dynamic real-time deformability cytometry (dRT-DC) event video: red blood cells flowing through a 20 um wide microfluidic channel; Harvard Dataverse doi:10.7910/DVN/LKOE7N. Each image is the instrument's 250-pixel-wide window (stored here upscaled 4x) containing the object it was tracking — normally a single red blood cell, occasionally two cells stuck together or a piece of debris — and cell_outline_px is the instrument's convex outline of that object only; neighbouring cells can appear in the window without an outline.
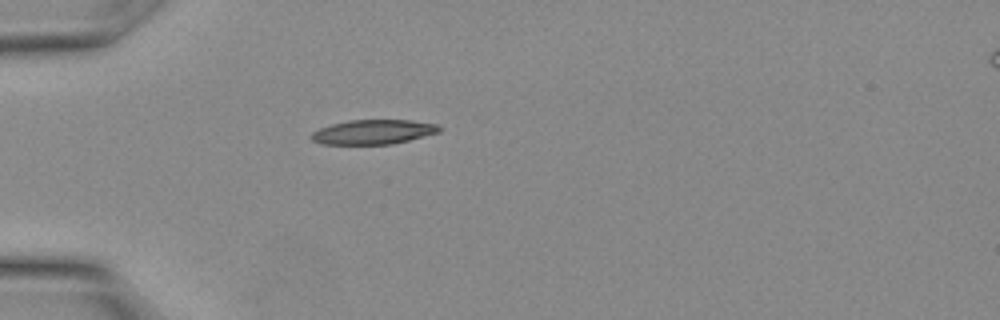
{"species": "Egyptian fruit bat (a non-hibernating species)", "species_latin": "Rousettus aegyptiacus", "temperature_condition": "warm", "stored_images_in_passage": 7, "camera_frame_rate_fps": 3000, "um_per_image_px": 0.085, "animal": {"sex": "female"}, "frame": {"image": 1, "passage_image": 1, "time_ms": 0.0, "image_size_px": [1000, 320], "cell_outline_px": [[440, 132], [392, 144], [320, 144], [312, 140], [312, 132], [320, 128], [332, 124], [348, 120], [408, 120], [436, 124], [440, 128]], "centroid_in_image_um": [31.71, 11.22], "position_along_channel_um": 53.3, "area_um2": 18.09}}
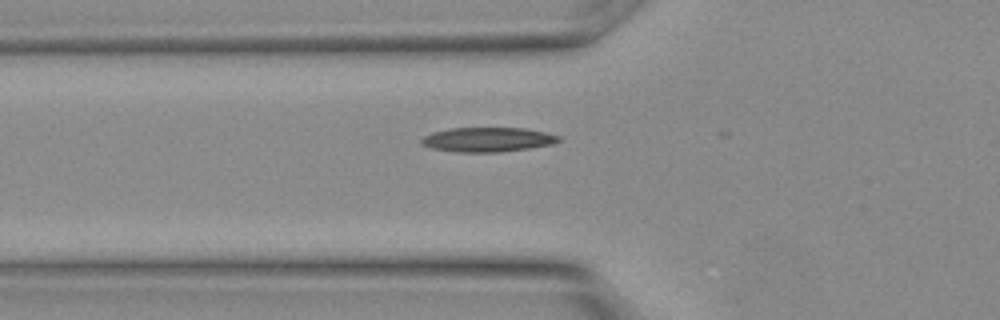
{"frame": {"image": 2, "passage_image": 3, "time_ms": 0.667, "image_size_px": [1000, 320], "cell_outline_px": [[560, 140], [552, 144], [528, 148], [496, 152], [456, 152], [432, 148], [420, 144], [420, 140], [424, 136], [432, 132], [448, 128], [524, 128], [544, 132], [560, 136]], "centroid_in_image_um": [41.4, 11.86], "position_along_channel_um": 84.4, "area_um2": 19.48}}
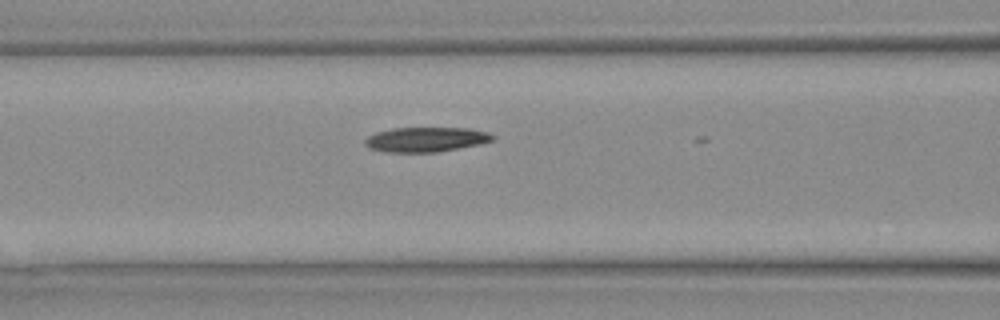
{"frame": {"image": 3, "passage_image": 5, "time_ms": 1.333, "image_size_px": [1000, 320], "cell_outline_px": [[496, 136], [492, 140], [476, 144], [436, 152], [384, 152], [368, 148], [364, 144], [364, 140], [368, 136], [376, 132], [392, 128], [468, 128], [484, 132]], "centroid_in_image_um": [36.1, 11.85], "position_along_channel_um": 130.5, "area_um2": 18.15}}